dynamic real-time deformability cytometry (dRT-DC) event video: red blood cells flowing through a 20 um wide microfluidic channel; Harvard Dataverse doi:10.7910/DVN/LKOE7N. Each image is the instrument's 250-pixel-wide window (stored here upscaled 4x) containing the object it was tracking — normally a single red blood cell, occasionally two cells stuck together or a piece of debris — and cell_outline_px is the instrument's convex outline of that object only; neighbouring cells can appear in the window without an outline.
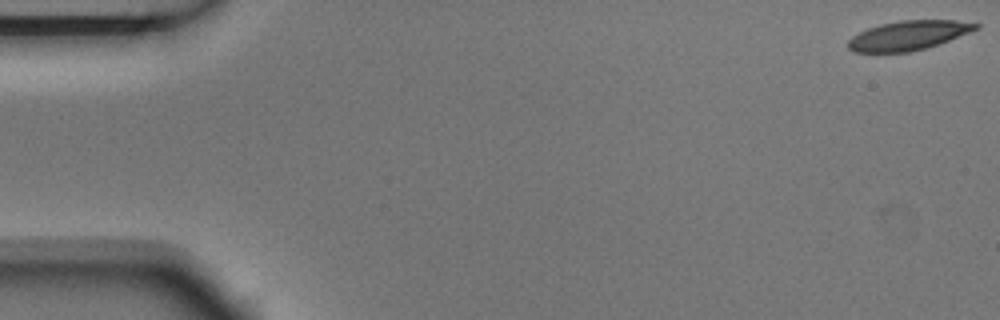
{"species": "Egyptian fruit bat (a non-hibernating species)", "species_latin": "Rousettus aegyptiacus", "temperature_condition": "room temperature", "stored_images_in_passage": 5, "camera_frame_rate_fps": 3000, "um_per_image_px": 0.085, "animal": {"sex": "male"}, "frame": {"image": 1, "passage_image": 1, "time_ms": 0.0, "image_size_px": [1000, 320], "cell_outline_px": [[980, 28], [948, 40], [924, 48], [908, 52], [852, 52], [848, 48], [848, 40], [852, 36], [868, 28], [880, 24], [900, 20], [956, 20], [980, 24]], "centroid_in_image_um": [77.19, 3.0], "position_along_channel_um": 7.8, "area_um2": 21.62}}
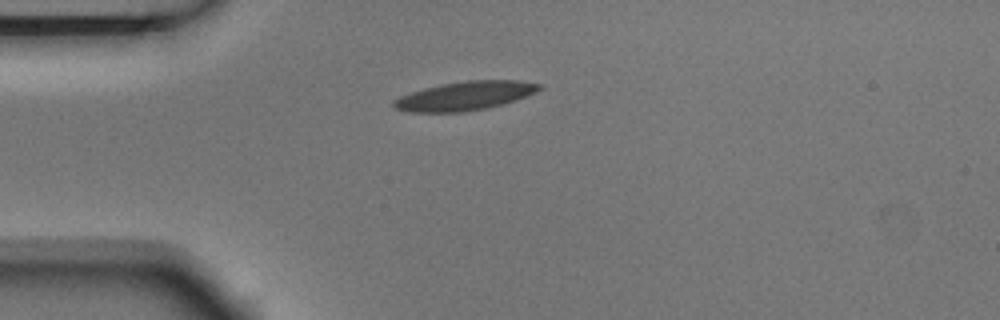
{"frame": {"image": 2, "passage_image": 4, "time_ms": 1.0, "image_size_px": [1000, 320], "cell_outline_px": [[544, 88], [536, 92], [516, 100], [488, 108], [464, 112], [408, 112], [396, 108], [392, 104], [392, 100], [400, 96], [424, 88], [440, 84], [468, 80], [520, 80], [544, 84]], "centroid_in_image_um": [39.57, 8.14], "position_along_channel_um": 45.4, "area_um2": 24.68}}
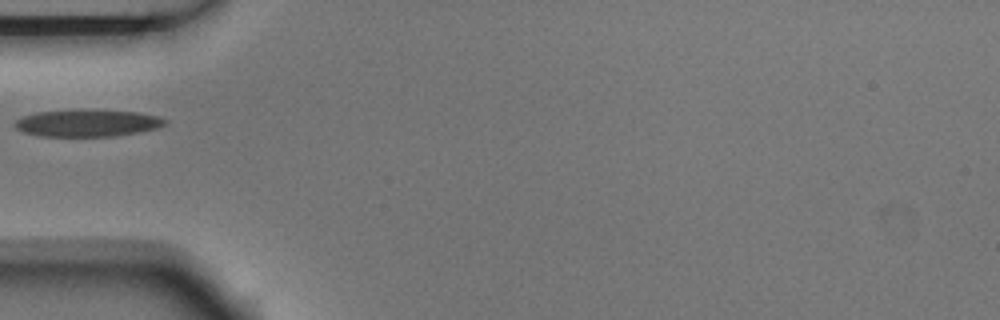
{"frame": {"image": 3, "passage_image": 5, "time_ms": 1.333, "image_size_px": [1000, 320], "cell_outline_px": [[168, 120], [164, 124], [156, 128], [136, 132], [112, 136], [40, 136], [24, 132], [16, 128], [12, 124], [16, 120], [24, 116], [40, 112], [140, 112], [156, 116]], "centroid_in_image_um": [7.4, 10.5], "position_along_channel_um": 77.6, "area_um2": 22.37}}